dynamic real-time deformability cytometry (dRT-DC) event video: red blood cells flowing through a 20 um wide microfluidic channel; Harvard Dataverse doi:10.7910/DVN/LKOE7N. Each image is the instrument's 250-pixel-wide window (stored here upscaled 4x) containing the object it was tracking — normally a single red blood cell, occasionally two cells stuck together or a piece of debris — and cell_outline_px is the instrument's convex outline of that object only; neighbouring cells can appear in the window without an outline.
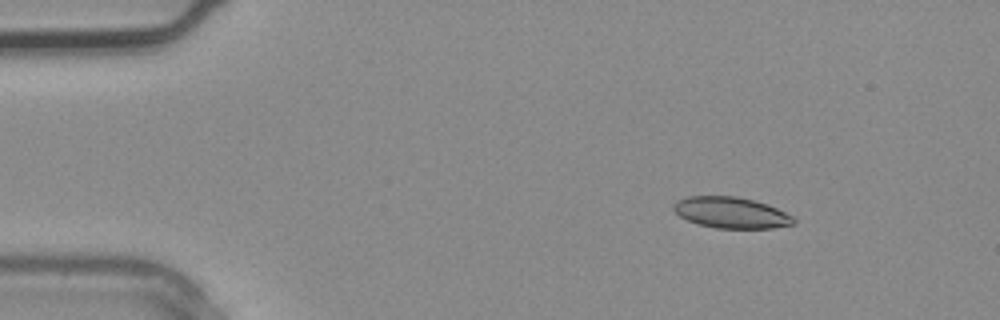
{"species": "common noctule bat (a hibernating species)", "species_latin": "Nyctalus noctula", "temperature_condition": "warm", "stored_images_in_passage": 2, "camera_frame_rate_fps": 3000, "um_per_image_px": 0.085, "animal": {"sex": "male", "body_mass_g": 20.4}, "frame": {"image": 1, "passage_image": 1, "time_ms": 0.0, "image_size_px": [1000, 320], "cell_outline_px": [[796, 224], [772, 228], [716, 228], [696, 224], [680, 216], [672, 208], [676, 200], [688, 196], [736, 196], [768, 204], [792, 216], [796, 220]], "centroid_in_image_um": [62.14, 18.08], "position_along_channel_um": 22.9, "area_um2": 21.79}}